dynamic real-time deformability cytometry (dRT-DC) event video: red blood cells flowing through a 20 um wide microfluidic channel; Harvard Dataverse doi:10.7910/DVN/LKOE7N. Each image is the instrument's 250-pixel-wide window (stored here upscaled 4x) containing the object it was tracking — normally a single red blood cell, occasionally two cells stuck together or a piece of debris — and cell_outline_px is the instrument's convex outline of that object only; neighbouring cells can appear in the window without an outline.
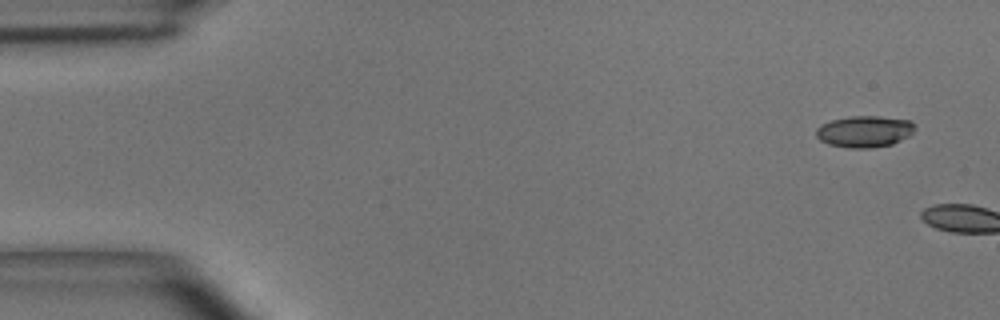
{"species": "common noctule bat (a hibernating species)", "species_latin": "Nyctalus noctula", "temperature_condition": "room temperature", "stored_images_in_passage": 4, "camera_frame_rate_fps": 3000, "um_per_image_px": 0.085, "animal": {"sex": "male", "body_mass_g": 15.6}, "frame": {"image": 1, "passage_image": 2, "time_ms": 0.333, "image_size_px": [1000, 320], "cell_outline_px": [[916, 128], [908, 136], [892, 144], [872, 148], [848, 148], [828, 144], [820, 140], [816, 136], [816, 128], [820, 124], [832, 120], [848, 116], [880, 116], [912, 120], [916, 124]], "centroid_in_image_um": [73.49, 11.17], "position_along_channel_um": 11.5, "area_um2": 18.38}}